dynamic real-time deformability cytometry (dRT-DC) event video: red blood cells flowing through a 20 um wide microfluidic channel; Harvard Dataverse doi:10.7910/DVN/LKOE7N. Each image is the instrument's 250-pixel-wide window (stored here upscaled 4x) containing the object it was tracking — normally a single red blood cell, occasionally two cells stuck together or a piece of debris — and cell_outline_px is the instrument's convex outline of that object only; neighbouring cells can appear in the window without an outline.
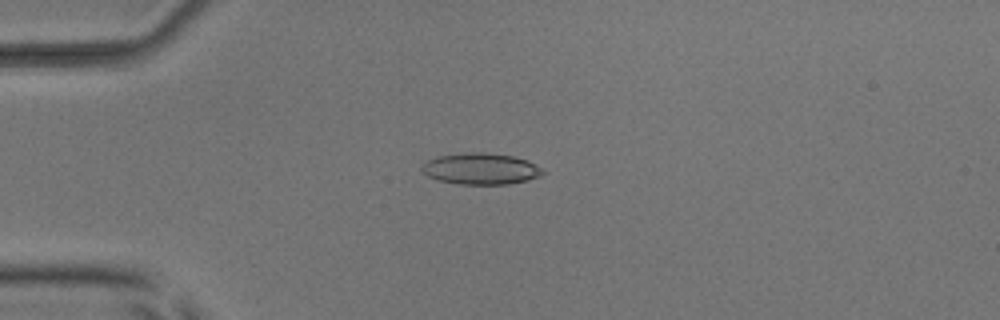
{"species": "common noctule bat (a hibernating species)", "species_latin": "Nyctalus noctula", "temperature_condition": "room temperature", "stored_images_in_passage": 7, "camera_frame_rate_fps": 3000, "um_per_image_px": 0.085, "animal": {"sex": "male", "body_mass_g": 17.9, "forearm_length_mm": 54.2}, "frame": {"image": 1, "passage_image": 4, "time_ms": 4.333, "image_size_px": [1000, 320], "cell_outline_px": [[544, 172], [540, 176], [528, 180], [508, 184], [460, 184], [436, 180], [428, 176], [420, 168], [428, 160], [436, 156], [464, 152], [484, 152], [512, 156], [528, 160], [540, 168]], "centroid_in_image_um": [40.84, 14.34], "position_along_channel_um": 44.2, "area_um2": 22.08}}
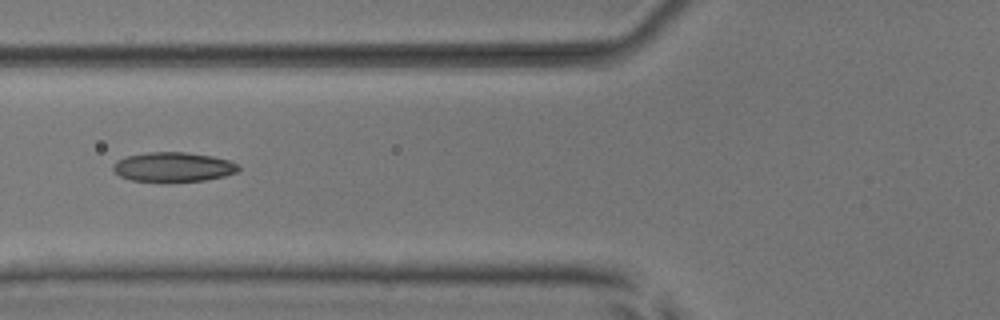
{"frame": {"image": 2, "passage_image": 6, "time_ms": 6.667, "image_size_px": [1000, 320], "cell_outline_px": [[240, 168], [236, 172], [224, 176], [204, 180], [132, 180], [120, 176], [112, 168], [112, 164], [116, 160], [124, 156], [148, 152], [188, 152], [212, 156], [228, 160], [236, 164]], "centroid_in_image_um": [14.69, 14.16], "position_along_channel_um": 111.1, "area_um2": 21.15}}
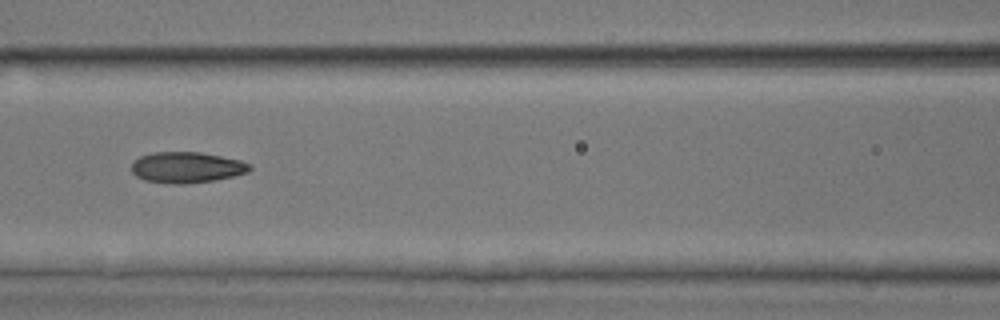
{"frame": {"image": 3, "passage_image": 7, "time_ms": 7.667, "image_size_px": [1000, 320], "cell_outline_px": [[252, 168], [248, 172], [216, 180], [184, 184], [172, 184], [144, 180], [136, 176], [132, 172], [132, 164], [140, 156], [152, 152], [200, 152], [240, 160], [252, 164]], "centroid_in_image_um": [15.88, 14.23], "position_along_channel_um": 150.7, "area_um2": 21.33}}